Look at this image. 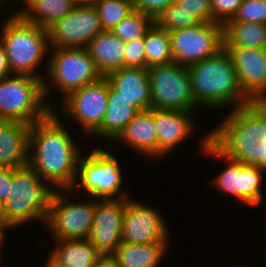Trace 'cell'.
<instances>
[{
	"instance_id": "obj_1",
	"label": "cell",
	"mask_w": 266,
	"mask_h": 267,
	"mask_svg": "<svg viewBox=\"0 0 266 267\" xmlns=\"http://www.w3.org/2000/svg\"><path fill=\"white\" fill-rule=\"evenodd\" d=\"M203 153L229 163L215 178L222 192L249 206L263 200L261 186L266 172V139L258 131L211 130L200 144Z\"/></svg>"
},
{
	"instance_id": "obj_2",
	"label": "cell",
	"mask_w": 266,
	"mask_h": 267,
	"mask_svg": "<svg viewBox=\"0 0 266 267\" xmlns=\"http://www.w3.org/2000/svg\"><path fill=\"white\" fill-rule=\"evenodd\" d=\"M195 103L204 108L231 106L219 124L223 131L259 130V109L244 95L231 56L223 48L215 56L187 66Z\"/></svg>"
},
{
	"instance_id": "obj_3",
	"label": "cell",
	"mask_w": 266,
	"mask_h": 267,
	"mask_svg": "<svg viewBox=\"0 0 266 267\" xmlns=\"http://www.w3.org/2000/svg\"><path fill=\"white\" fill-rule=\"evenodd\" d=\"M60 118L52 111L32 124L29 132L28 165L54 190L74 186L81 157Z\"/></svg>"
},
{
	"instance_id": "obj_4",
	"label": "cell",
	"mask_w": 266,
	"mask_h": 267,
	"mask_svg": "<svg viewBox=\"0 0 266 267\" xmlns=\"http://www.w3.org/2000/svg\"><path fill=\"white\" fill-rule=\"evenodd\" d=\"M2 21L0 43L4 46L12 74L30 75L44 80L36 70L50 50L48 31L26 22L17 12Z\"/></svg>"
},
{
	"instance_id": "obj_5",
	"label": "cell",
	"mask_w": 266,
	"mask_h": 267,
	"mask_svg": "<svg viewBox=\"0 0 266 267\" xmlns=\"http://www.w3.org/2000/svg\"><path fill=\"white\" fill-rule=\"evenodd\" d=\"M29 165L12 168L9 197L4 203L6 221L13 227L29 221L45 224L54 189Z\"/></svg>"
},
{
	"instance_id": "obj_6",
	"label": "cell",
	"mask_w": 266,
	"mask_h": 267,
	"mask_svg": "<svg viewBox=\"0 0 266 267\" xmlns=\"http://www.w3.org/2000/svg\"><path fill=\"white\" fill-rule=\"evenodd\" d=\"M44 95V80L17 75L0 80V120L32 125L54 108Z\"/></svg>"
},
{
	"instance_id": "obj_7",
	"label": "cell",
	"mask_w": 266,
	"mask_h": 267,
	"mask_svg": "<svg viewBox=\"0 0 266 267\" xmlns=\"http://www.w3.org/2000/svg\"><path fill=\"white\" fill-rule=\"evenodd\" d=\"M50 50L51 57L48 58L46 68L49 79L47 76L44 78L45 98L49 94V85L56 86L66 98L72 92L103 77L86 48L53 47Z\"/></svg>"
},
{
	"instance_id": "obj_8",
	"label": "cell",
	"mask_w": 266,
	"mask_h": 267,
	"mask_svg": "<svg viewBox=\"0 0 266 267\" xmlns=\"http://www.w3.org/2000/svg\"><path fill=\"white\" fill-rule=\"evenodd\" d=\"M121 171L118 159L112 153L96 148L85 158L80 157L77 178L71 189L74 192L77 189H81L80 191L83 189L85 194L89 195V200L128 198L127 193H122L123 176Z\"/></svg>"
},
{
	"instance_id": "obj_9",
	"label": "cell",
	"mask_w": 266,
	"mask_h": 267,
	"mask_svg": "<svg viewBox=\"0 0 266 267\" xmlns=\"http://www.w3.org/2000/svg\"><path fill=\"white\" fill-rule=\"evenodd\" d=\"M72 193L76 192L56 189L51 196L45 224L55 240L88 239L91 233L95 200L74 202Z\"/></svg>"
},
{
	"instance_id": "obj_10",
	"label": "cell",
	"mask_w": 266,
	"mask_h": 267,
	"mask_svg": "<svg viewBox=\"0 0 266 267\" xmlns=\"http://www.w3.org/2000/svg\"><path fill=\"white\" fill-rule=\"evenodd\" d=\"M151 105L155 109L194 111L195 103L187 66L176 62L148 67Z\"/></svg>"
},
{
	"instance_id": "obj_11",
	"label": "cell",
	"mask_w": 266,
	"mask_h": 267,
	"mask_svg": "<svg viewBox=\"0 0 266 267\" xmlns=\"http://www.w3.org/2000/svg\"><path fill=\"white\" fill-rule=\"evenodd\" d=\"M173 62L190 66L215 56L223 49V25L201 22L169 32Z\"/></svg>"
},
{
	"instance_id": "obj_12",
	"label": "cell",
	"mask_w": 266,
	"mask_h": 267,
	"mask_svg": "<svg viewBox=\"0 0 266 267\" xmlns=\"http://www.w3.org/2000/svg\"><path fill=\"white\" fill-rule=\"evenodd\" d=\"M109 81L103 76L63 98L60 108L53 111L62 117L75 119L83 132L92 135L104 119L108 104Z\"/></svg>"
},
{
	"instance_id": "obj_13",
	"label": "cell",
	"mask_w": 266,
	"mask_h": 267,
	"mask_svg": "<svg viewBox=\"0 0 266 267\" xmlns=\"http://www.w3.org/2000/svg\"><path fill=\"white\" fill-rule=\"evenodd\" d=\"M47 31L50 48H87L104 30L92 2L76 4L72 12L51 25Z\"/></svg>"
},
{
	"instance_id": "obj_14",
	"label": "cell",
	"mask_w": 266,
	"mask_h": 267,
	"mask_svg": "<svg viewBox=\"0 0 266 267\" xmlns=\"http://www.w3.org/2000/svg\"><path fill=\"white\" fill-rule=\"evenodd\" d=\"M155 207L144 205L132 197L127 198L122 229V242L151 244L168 242L167 222Z\"/></svg>"
},
{
	"instance_id": "obj_15",
	"label": "cell",
	"mask_w": 266,
	"mask_h": 267,
	"mask_svg": "<svg viewBox=\"0 0 266 267\" xmlns=\"http://www.w3.org/2000/svg\"><path fill=\"white\" fill-rule=\"evenodd\" d=\"M223 48L231 56L244 95L259 109L266 102V49Z\"/></svg>"
},
{
	"instance_id": "obj_16",
	"label": "cell",
	"mask_w": 266,
	"mask_h": 267,
	"mask_svg": "<svg viewBox=\"0 0 266 267\" xmlns=\"http://www.w3.org/2000/svg\"><path fill=\"white\" fill-rule=\"evenodd\" d=\"M127 198L95 200V215L88 240L102 254H112L122 242Z\"/></svg>"
},
{
	"instance_id": "obj_17",
	"label": "cell",
	"mask_w": 266,
	"mask_h": 267,
	"mask_svg": "<svg viewBox=\"0 0 266 267\" xmlns=\"http://www.w3.org/2000/svg\"><path fill=\"white\" fill-rule=\"evenodd\" d=\"M192 118V111L154 108L158 157L164 156L167 152L169 154L192 134V130H194Z\"/></svg>"
},
{
	"instance_id": "obj_18",
	"label": "cell",
	"mask_w": 266,
	"mask_h": 267,
	"mask_svg": "<svg viewBox=\"0 0 266 267\" xmlns=\"http://www.w3.org/2000/svg\"><path fill=\"white\" fill-rule=\"evenodd\" d=\"M105 77L118 91V95L139 111L152 108L148 68L122 67L109 72Z\"/></svg>"
},
{
	"instance_id": "obj_19",
	"label": "cell",
	"mask_w": 266,
	"mask_h": 267,
	"mask_svg": "<svg viewBox=\"0 0 266 267\" xmlns=\"http://www.w3.org/2000/svg\"><path fill=\"white\" fill-rule=\"evenodd\" d=\"M30 127L21 122L0 120V166L28 165Z\"/></svg>"
},
{
	"instance_id": "obj_20",
	"label": "cell",
	"mask_w": 266,
	"mask_h": 267,
	"mask_svg": "<svg viewBox=\"0 0 266 267\" xmlns=\"http://www.w3.org/2000/svg\"><path fill=\"white\" fill-rule=\"evenodd\" d=\"M121 141L147 157H158V139L154 123V108L140 111L114 140Z\"/></svg>"
},
{
	"instance_id": "obj_21",
	"label": "cell",
	"mask_w": 266,
	"mask_h": 267,
	"mask_svg": "<svg viewBox=\"0 0 266 267\" xmlns=\"http://www.w3.org/2000/svg\"><path fill=\"white\" fill-rule=\"evenodd\" d=\"M139 112L136 107L129 104V101L119 96L118 91L109 83L105 116L101 126L92 135L113 141Z\"/></svg>"
},
{
	"instance_id": "obj_22",
	"label": "cell",
	"mask_w": 266,
	"mask_h": 267,
	"mask_svg": "<svg viewBox=\"0 0 266 267\" xmlns=\"http://www.w3.org/2000/svg\"><path fill=\"white\" fill-rule=\"evenodd\" d=\"M86 49L102 76L124 67L125 43L111 31L99 33Z\"/></svg>"
},
{
	"instance_id": "obj_23",
	"label": "cell",
	"mask_w": 266,
	"mask_h": 267,
	"mask_svg": "<svg viewBox=\"0 0 266 267\" xmlns=\"http://www.w3.org/2000/svg\"><path fill=\"white\" fill-rule=\"evenodd\" d=\"M49 257L61 267H92L103 255L88 239L55 240Z\"/></svg>"
},
{
	"instance_id": "obj_24",
	"label": "cell",
	"mask_w": 266,
	"mask_h": 267,
	"mask_svg": "<svg viewBox=\"0 0 266 267\" xmlns=\"http://www.w3.org/2000/svg\"><path fill=\"white\" fill-rule=\"evenodd\" d=\"M23 3L16 12L26 21L48 29L72 12L76 6L72 0H15ZM24 7V8H23Z\"/></svg>"
},
{
	"instance_id": "obj_25",
	"label": "cell",
	"mask_w": 266,
	"mask_h": 267,
	"mask_svg": "<svg viewBox=\"0 0 266 267\" xmlns=\"http://www.w3.org/2000/svg\"><path fill=\"white\" fill-rule=\"evenodd\" d=\"M169 242L134 244L121 242L112 256L120 267H157Z\"/></svg>"
},
{
	"instance_id": "obj_26",
	"label": "cell",
	"mask_w": 266,
	"mask_h": 267,
	"mask_svg": "<svg viewBox=\"0 0 266 267\" xmlns=\"http://www.w3.org/2000/svg\"><path fill=\"white\" fill-rule=\"evenodd\" d=\"M223 47L266 49V24L226 22L223 25Z\"/></svg>"
},
{
	"instance_id": "obj_27",
	"label": "cell",
	"mask_w": 266,
	"mask_h": 267,
	"mask_svg": "<svg viewBox=\"0 0 266 267\" xmlns=\"http://www.w3.org/2000/svg\"><path fill=\"white\" fill-rule=\"evenodd\" d=\"M146 68L173 62L169 32L155 23L144 37Z\"/></svg>"
},
{
	"instance_id": "obj_28",
	"label": "cell",
	"mask_w": 266,
	"mask_h": 267,
	"mask_svg": "<svg viewBox=\"0 0 266 267\" xmlns=\"http://www.w3.org/2000/svg\"><path fill=\"white\" fill-rule=\"evenodd\" d=\"M153 24L154 19L152 17L134 10L110 31L125 43L144 38Z\"/></svg>"
},
{
	"instance_id": "obj_29",
	"label": "cell",
	"mask_w": 266,
	"mask_h": 267,
	"mask_svg": "<svg viewBox=\"0 0 266 267\" xmlns=\"http://www.w3.org/2000/svg\"><path fill=\"white\" fill-rule=\"evenodd\" d=\"M93 4L104 31H110L134 11L133 0H93Z\"/></svg>"
},
{
	"instance_id": "obj_30",
	"label": "cell",
	"mask_w": 266,
	"mask_h": 267,
	"mask_svg": "<svg viewBox=\"0 0 266 267\" xmlns=\"http://www.w3.org/2000/svg\"><path fill=\"white\" fill-rule=\"evenodd\" d=\"M154 23L159 28L172 32L198 25L201 22L192 13L174 2L155 18Z\"/></svg>"
},
{
	"instance_id": "obj_31",
	"label": "cell",
	"mask_w": 266,
	"mask_h": 267,
	"mask_svg": "<svg viewBox=\"0 0 266 267\" xmlns=\"http://www.w3.org/2000/svg\"><path fill=\"white\" fill-rule=\"evenodd\" d=\"M266 24V0H243L232 20Z\"/></svg>"
},
{
	"instance_id": "obj_32",
	"label": "cell",
	"mask_w": 266,
	"mask_h": 267,
	"mask_svg": "<svg viewBox=\"0 0 266 267\" xmlns=\"http://www.w3.org/2000/svg\"><path fill=\"white\" fill-rule=\"evenodd\" d=\"M243 0H211L212 22L224 25L232 20Z\"/></svg>"
},
{
	"instance_id": "obj_33",
	"label": "cell",
	"mask_w": 266,
	"mask_h": 267,
	"mask_svg": "<svg viewBox=\"0 0 266 267\" xmlns=\"http://www.w3.org/2000/svg\"><path fill=\"white\" fill-rule=\"evenodd\" d=\"M124 67L146 68L144 38L125 42Z\"/></svg>"
},
{
	"instance_id": "obj_34",
	"label": "cell",
	"mask_w": 266,
	"mask_h": 267,
	"mask_svg": "<svg viewBox=\"0 0 266 267\" xmlns=\"http://www.w3.org/2000/svg\"><path fill=\"white\" fill-rule=\"evenodd\" d=\"M175 3L192 13L200 22H212L211 0H175Z\"/></svg>"
},
{
	"instance_id": "obj_35",
	"label": "cell",
	"mask_w": 266,
	"mask_h": 267,
	"mask_svg": "<svg viewBox=\"0 0 266 267\" xmlns=\"http://www.w3.org/2000/svg\"><path fill=\"white\" fill-rule=\"evenodd\" d=\"M175 0H133L134 10L155 18Z\"/></svg>"
},
{
	"instance_id": "obj_36",
	"label": "cell",
	"mask_w": 266,
	"mask_h": 267,
	"mask_svg": "<svg viewBox=\"0 0 266 267\" xmlns=\"http://www.w3.org/2000/svg\"><path fill=\"white\" fill-rule=\"evenodd\" d=\"M9 181H12V168L0 166V200L3 203L9 197Z\"/></svg>"
},
{
	"instance_id": "obj_37",
	"label": "cell",
	"mask_w": 266,
	"mask_h": 267,
	"mask_svg": "<svg viewBox=\"0 0 266 267\" xmlns=\"http://www.w3.org/2000/svg\"><path fill=\"white\" fill-rule=\"evenodd\" d=\"M12 74L5 52L4 46L0 43V80L10 77Z\"/></svg>"
},
{
	"instance_id": "obj_38",
	"label": "cell",
	"mask_w": 266,
	"mask_h": 267,
	"mask_svg": "<svg viewBox=\"0 0 266 267\" xmlns=\"http://www.w3.org/2000/svg\"><path fill=\"white\" fill-rule=\"evenodd\" d=\"M92 267H120L112 254H103Z\"/></svg>"
},
{
	"instance_id": "obj_39",
	"label": "cell",
	"mask_w": 266,
	"mask_h": 267,
	"mask_svg": "<svg viewBox=\"0 0 266 267\" xmlns=\"http://www.w3.org/2000/svg\"><path fill=\"white\" fill-rule=\"evenodd\" d=\"M13 227L6 221V219H0V250L2 249L3 241L5 240V231L12 229ZM1 251H0V257H1Z\"/></svg>"
},
{
	"instance_id": "obj_40",
	"label": "cell",
	"mask_w": 266,
	"mask_h": 267,
	"mask_svg": "<svg viewBox=\"0 0 266 267\" xmlns=\"http://www.w3.org/2000/svg\"><path fill=\"white\" fill-rule=\"evenodd\" d=\"M266 139V118L262 121V124L258 130Z\"/></svg>"
},
{
	"instance_id": "obj_41",
	"label": "cell",
	"mask_w": 266,
	"mask_h": 267,
	"mask_svg": "<svg viewBox=\"0 0 266 267\" xmlns=\"http://www.w3.org/2000/svg\"><path fill=\"white\" fill-rule=\"evenodd\" d=\"M45 267H61L58 264H56L49 256L47 258Z\"/></svg>"
},
{
	"instance_id": "obj_42",
	"label": "cell",
	"mask_w": 266,
	"mask_h": 267,
	"mask_svg": "<svg viewBox=\"0 0 266 267\" xmlns=\"http://www.w3.org/2000/svg\"><path fill=\"white\" fill-rule=\"evenodd\" d=\"M0 219H6L4 211V203L0 200Z\"/></svg>"
},
{
	"instance_id": "obj_43",
	"label": "cell",
	"mask_w": 266,
	"mask_h": 267,
	"mask_svg": "<svg viewBox=\"0 0 266 267\" xmlns=\"http://www.w3.org/2000/svg\"><path fill=\"white\" fill-rule=\"evenodd\" d=\"M76 4H87V3H92L93 0H72Z\"/></svg>"
},
{
	"instance_id": "obj_44",
	"label": "cell",
	"mask_w": 266,
	"mask_h": 267,
	"mask_svg": "<svg viewBox=\"0 0 266 267\" xmlns=\"http://www.w3.org/2000/svg\"><path fill=\"white\" fill-rule=\"evenodd\" d=\"M5 3H6V5H8L9 4V1H7V0H0V8H1V6L2 7H5Z\"/></svg>"
}]
</instances>
